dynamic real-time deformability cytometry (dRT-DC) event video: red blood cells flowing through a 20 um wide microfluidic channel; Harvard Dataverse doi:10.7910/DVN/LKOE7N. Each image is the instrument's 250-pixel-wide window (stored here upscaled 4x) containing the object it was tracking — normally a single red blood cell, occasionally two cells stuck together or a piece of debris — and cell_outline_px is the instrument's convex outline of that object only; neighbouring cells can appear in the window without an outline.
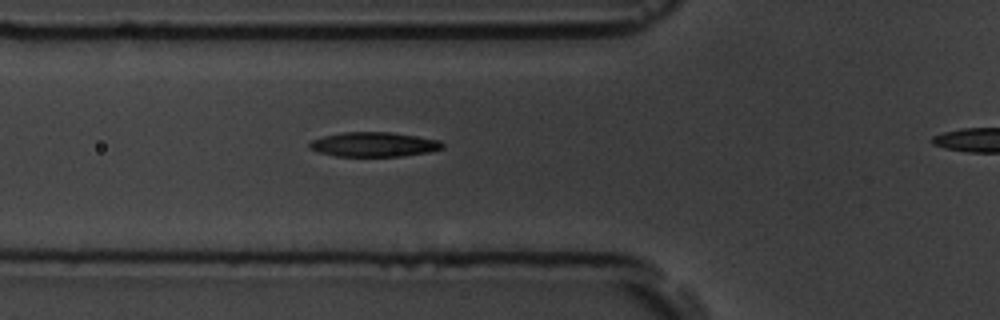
{"species": "common noctule bat (a hibernating species)", "species_latin": "Nyctalus noctula", "temperature_condition": "room temperature", "stored_images_in_passage": 8, "segment_of_instrument_passage": [1, 2], "camera_frame_rate_fps": 3000, "um_per_image_px": 0.085, "animal": {"sex": "male", "body_mass_g": 19.5, "forearm_length_mm": 54.6}, "frame": {"image": 1, "passage_image": 7, "time_ms": 2.0, "image_size_px": [1000, 320], "cell_outline_px": [[444, 148], [428, 152], [400, 156], [336, 156], [320, 152], [308, 148], [308, 144], [312, 140], [324, 136], [344, 132], [392, 132], [440, 140], [444, 144]], "centroid_in_image_um": [31.79, 12.27], "position_along_channel_um": 94.0, "area_um2": 18.96}}